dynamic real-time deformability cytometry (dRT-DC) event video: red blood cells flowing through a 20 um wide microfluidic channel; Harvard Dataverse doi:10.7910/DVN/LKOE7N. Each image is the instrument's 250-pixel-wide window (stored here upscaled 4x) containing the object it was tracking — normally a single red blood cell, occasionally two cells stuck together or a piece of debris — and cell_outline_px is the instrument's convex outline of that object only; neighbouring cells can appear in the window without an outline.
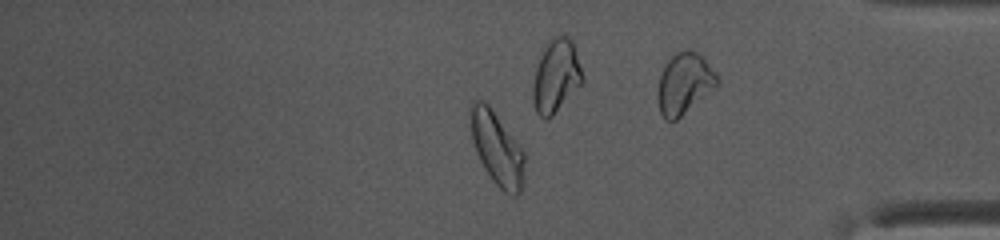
{"species": "common noctule bat (a hibernating species)", "species_latin": "Nyctalus noctula", "temperature_condition": "warm", "stored_images_in_passage": 36, "camera_frame_rate_fps": 3000, "um_per_image_px": 0.085, "animal": {"sex": "female", "body_mass_g": 10.0, "forearm_length_mm": 53.1}, "frame": {"image": 1, "passage_image": 26, "time_ms": 8.333, "image_size_px": [1000, 240], "cell_outline_px": [[524, 180], [520, 192], [516, 196], [512, 196], [504, 192], [496, 184], [484, 168], [476, 152], [472, 140], [468, 116], [468, 108], [472, 100], [484, 100], [492, 108], [524, 152]], "centroid_in_image_um": [42.2, 12.58], "position_along_channel_um": 393.0, "area_um2": 23.41}, "authors_computed_cell_mechanics": {"area_um2": 20.519, "velocity_mm_per_s": 4.0706, "shape_relaxation_time_tau1_ms": null, "shape_relaxation_time_tau2_ms": 1.4756, "deformation_change_tau1": null, "deformation_change_tau2": 0.0914}}